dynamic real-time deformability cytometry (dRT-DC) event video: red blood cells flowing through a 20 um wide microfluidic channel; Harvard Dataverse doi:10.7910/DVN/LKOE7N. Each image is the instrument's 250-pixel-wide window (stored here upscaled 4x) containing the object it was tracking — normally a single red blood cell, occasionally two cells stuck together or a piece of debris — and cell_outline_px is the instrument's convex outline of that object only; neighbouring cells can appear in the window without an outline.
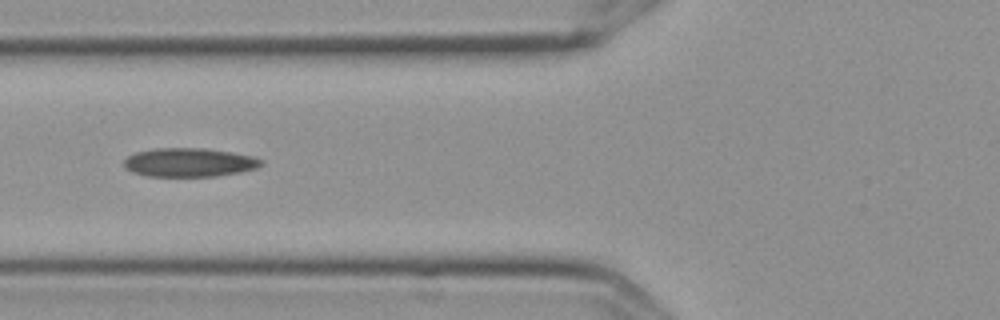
{"species": "Egyptian fruit bat (a non-hibernating species)", "species_latin": "Rousettus aegyptiacus", "temperature_condition": "cold", "stored_images_in_passage": 9, "camera_frame_rate_fps": 3000, "um_per_image_px": 0.085, "frame": {"image": 1, "passage_image": 6, "time_ms": 1.667, "image_size_px": [1000, 320], "cell_outline_px": [[264, 164], [256, 168], [240, 172], [216, 176], [148, 176], [132, 172], [124, 164], [124, 160], [128, 156], [136, 152], [152, 148], [204, 148], [232, 152], [252, 156], [264, 160]], "centroid_in_image_um": [16.11, 13.8], "position_along_channel_um": 109.7, "area_um2": 23.0}}
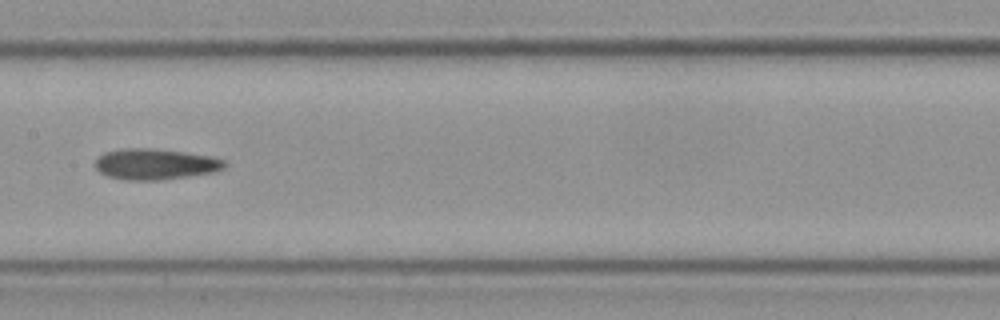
{"frame": {"image": 2, "passage_image": 8, "time_ms": 2.333, "image_size_px": [1000, 320], "cell_outline_px": [[228, 164], [224, 168], [212, 172], [188, 176], [160, 180], [128, 180], [108, 176], [100, 172], [92, 164], [96, 156], [104, 152], [120, 148], [152, 148], [184, 152], [212, 156], [224, 160]], "centroid_in_image_um": [13.14, 13.94], "position_along_channel_um": 194.3, "area_um2": 23.52}}
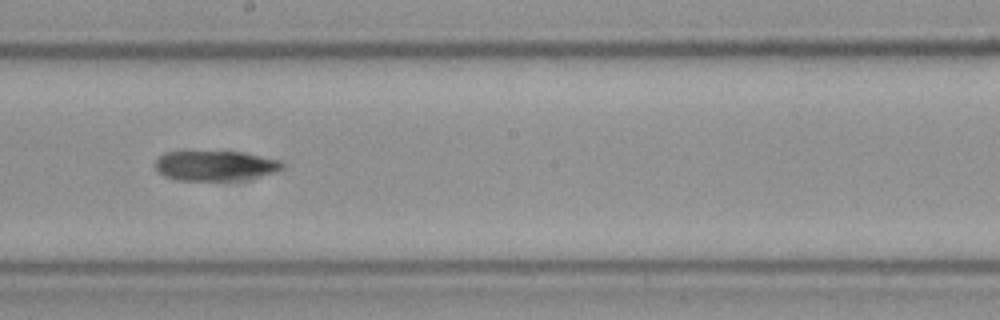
{"frame": {"image": 3, "passage_image": 9, "time_ms": 2.667, "image_size_px": [1000, 320], "cell_outline_px": [[284, 168], [276, 172], [256, 176], [232, 180], [176, 180], [164, 176], [156, 168], [156, 160], [164, 152], [184, 148], [240, 152], [280, 160], [284, 164]], "centroid_in_image_um": [18.21, 14.02], "position_along_channel_um": 230.0, "area_um2": 22.89}}